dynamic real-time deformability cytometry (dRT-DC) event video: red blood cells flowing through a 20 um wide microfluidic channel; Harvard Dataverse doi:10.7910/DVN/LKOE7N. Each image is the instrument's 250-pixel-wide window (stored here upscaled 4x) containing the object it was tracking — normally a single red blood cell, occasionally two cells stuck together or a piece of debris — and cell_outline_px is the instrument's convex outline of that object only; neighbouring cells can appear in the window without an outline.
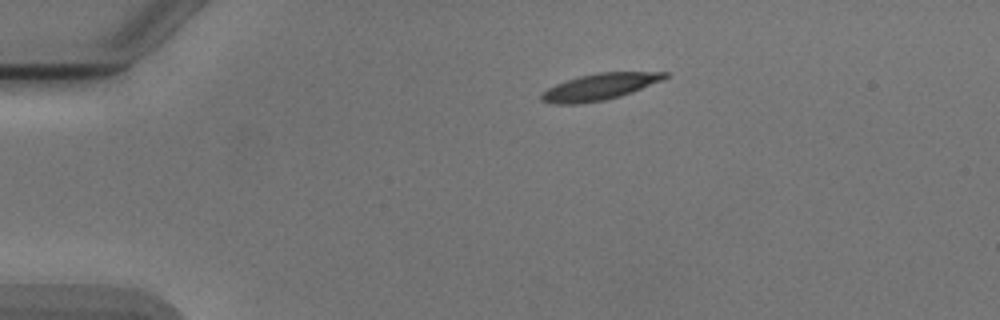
{"species": "Egyptian fruit bat (a non-hibernating species)", "species_latin": "Rousettus aegyptiacus", "temperature_condition": "cold", "stored_images_in_passage": 43, "camera_frame_rate_fps": 3000, "um_per_image_px": 0.085, "animal": {"sex": "male"}, "frame": {"image": 1, "passage_image": 1, "time_ms": 0.0, "image_size_px": [1000, 320], "cell_outline_px": [[668, 76], [660, 80], [632, 92], [620, 96], [604, 100], [580, 104], [556, 104], [540, 100], [540, 92], [556, 84], [580, 76], [596, 72], [668, 72]], "centroid_in_image_um": [50.91, 7.38], "position_along_channel_um": 34.1, "area_um2": 18.84}}
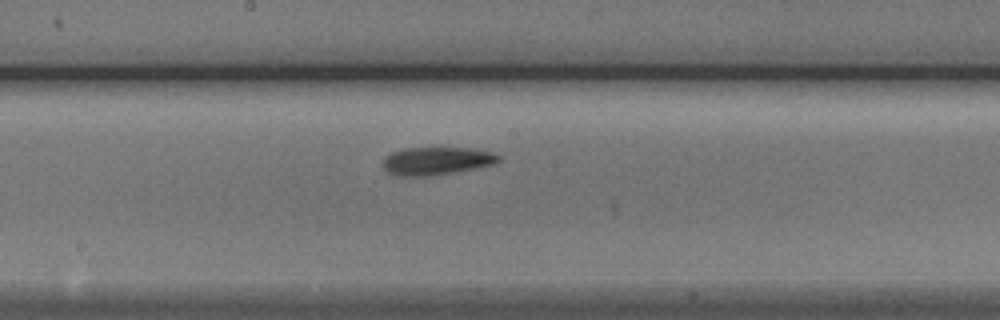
{"frame": {"image": 2, "passage_image": 19, "time_ms": 6.0, "image_size_px": [1000, 320], "cell_outline_px": [[500, 160], [496, 164], [476, 168], [428, 176], [400, 176], [388, 172], [380, 164], [384, 156], [392, 152], [404, 148], [440, 144], [472, 148], [492, 152], [500, 156]], "centroid_in_image_um": [37.09, 13.61], "position_along_channel_um": 211.1, "area_um2": 19.88}}
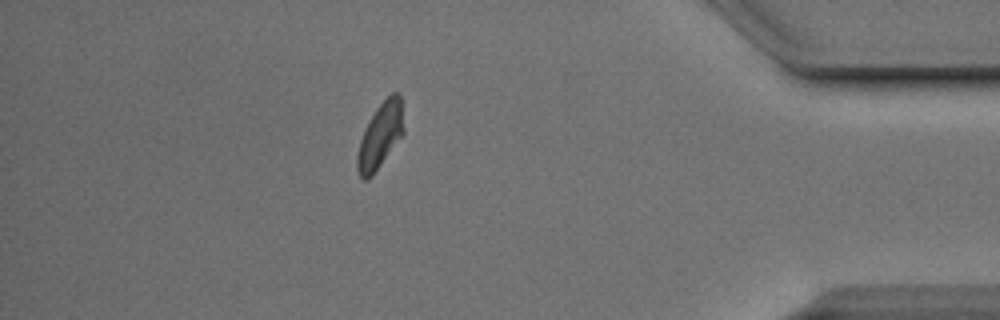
{"frame": {"image": 3, "passage_image": 37, "time_ms": 12.0, "image_size_px": [1000, 320], "cell_outline_px": [[404, 132], [372, 176], [368, 180], [360, 180], [356, 168], [356, 156], [360, 140], [364, 128], [376, 108], [392, 92], [400, 92], [404, 128]], "centroid_in_image_um": [32.29, 11.55], "position_along_channel_um": 402.9, "area_um2": 17.74}, "authors_computed_cell_mechanics": {"area_um2": 18.2648, "velocity_mm_per_s": 3.8525, "shape_relaxation_time_tau1_ms": 6.4971, "shape_relaxation_time_tau2_ms": 4.7345, "deformation_change_tau1": 0.1805, "deformation_change_tau2": 0.1078}}